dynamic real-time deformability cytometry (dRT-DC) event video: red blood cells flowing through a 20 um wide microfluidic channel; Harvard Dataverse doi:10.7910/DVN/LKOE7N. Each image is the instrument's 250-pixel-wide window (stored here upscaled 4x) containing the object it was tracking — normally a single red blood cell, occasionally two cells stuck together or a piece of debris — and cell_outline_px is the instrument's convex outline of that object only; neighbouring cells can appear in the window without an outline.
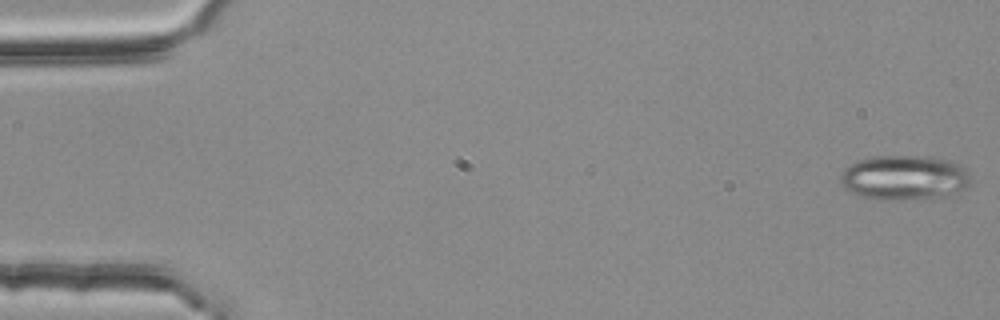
{"species": "common noctule bat (a hibernating species)", "species_latin": "Nyctalus noctula", "temperature_condition": "room temperature", "stored_images_in_passage": 4, "segment_of_instrument_passage": [2, 2], "camera_frame_rate_fps": 3000, "um_per_image_px": 0.085, "animal": {"sex": "female", "body_mass_g": 25.1}, "frame": {"image": 1, "passage_image": 4, "time_ms": 1.0, "image_size_px": [1000, 320], "cell_outline_px": [[972, 180], [964, 188], [956, 192], [944, 196], [896, 200], [880, 200], [848, 192], [840, 184], [840, 176], [844, 168], [860, 160], [872, 156], [928, 156], [948, 160], [960, 164], [968, 172]], "centroid_in_image_um": [76.85, 15.09], "position_along_channel_um": 8.2, "area_um2": 33.99}}